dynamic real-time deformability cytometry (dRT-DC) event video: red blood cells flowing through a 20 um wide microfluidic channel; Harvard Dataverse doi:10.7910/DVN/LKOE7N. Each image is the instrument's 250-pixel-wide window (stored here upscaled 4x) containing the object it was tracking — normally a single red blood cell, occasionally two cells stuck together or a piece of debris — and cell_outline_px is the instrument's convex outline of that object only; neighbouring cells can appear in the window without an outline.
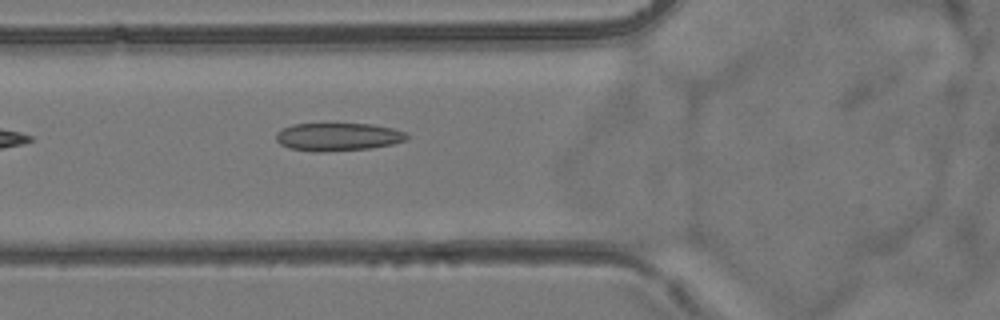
{"species": "common noctule bat (a hibernating species)", "species_latin": "Nyctalus noctula", "temperature_condition": "room temperature", "stored_images_in_passage": 5, "camera_frame_rate_fps": 3000, "um_per_image_px": 0.085, "animal": {"sex": "female", "body_mass_g": 24.6, "forearm_length_mm": 56.2}, "frame": {"image": 1, "passage_image": 5, "time_ms": 5.333, "image_size_px": [1000, 320], "cell_outline_px": [[408, 140], [392, 144], [372, 148], [324, 152], [312, 152], [288, 148], [280, 144], [276, 140], [276, 132], [292, 124], [372, 124], [392, 128], [404, 132], [408, 136]], "centroid_in_image_um": [28.71, 11.64], "position_along_channel_um": 97.1, "area_um2": 21.44}}